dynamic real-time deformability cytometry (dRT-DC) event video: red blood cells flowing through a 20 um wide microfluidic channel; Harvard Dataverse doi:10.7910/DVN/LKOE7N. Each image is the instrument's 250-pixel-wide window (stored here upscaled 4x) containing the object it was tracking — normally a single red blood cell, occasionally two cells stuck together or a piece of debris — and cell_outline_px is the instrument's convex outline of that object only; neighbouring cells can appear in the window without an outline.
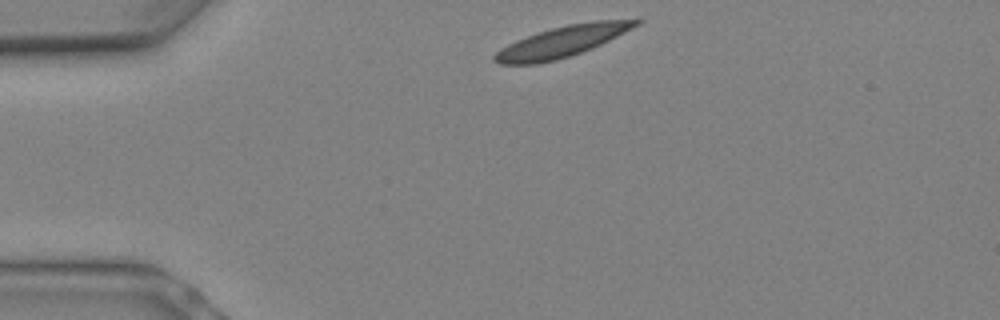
{"species": "Egyptian fruit bat (a non-hibernating species)", "species_latin": "Rousettus aegyptiacus", "temperature_condition": "warm", "stored_images_in_passage": 7, "camera_frame_rate_fps": 3000, "um_per_image_px": 0.085, "animal": {"sex": "female"}, "frame": {"image": 1, "passage_image": 1, "time_ms": 0.0, "image_size_px": [1000, 320], "cell_outline_px": [[644, 20], [640, 24], [592, 48], [556, 60], [536, 64], [500, 64], [492, 60], [492, 56], [500, 48], [516, 40], [552, 28], [568, 24], [596, 20], [640, 16]], "centroid_in_image_um": [47.87, 3.49], "position_along_channel_um": 37.1, "area_um2": 25.72}}
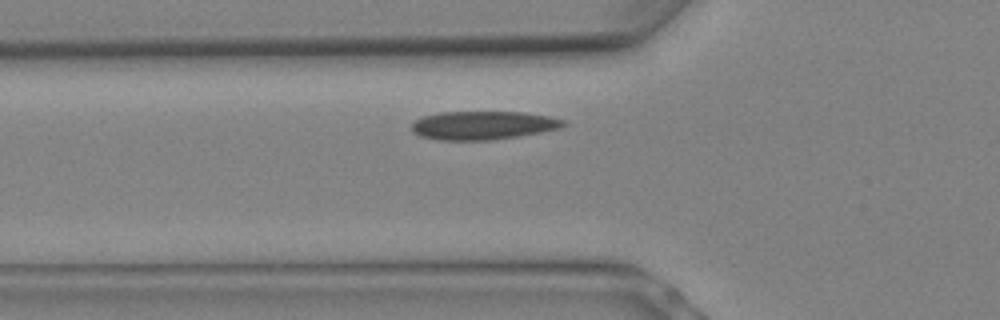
{"frame": {"image": 2, "passage_image": 4, "time_ms": 1.0, "image_size_px": [1000, 320], "cell_outline_px": [[568, 124], [560, 128], [540, 132], [492, 140], [440, 140], [420, 136], [412, 132], [412, 124], [416, 120], [424, 116], [440, 112], [524, 112], [548, 116], [564, 120]], "centroid_in_image_um": [41.05, 10.65], "position_along_channel_um": 84.7, "area_um2": 25.09}}